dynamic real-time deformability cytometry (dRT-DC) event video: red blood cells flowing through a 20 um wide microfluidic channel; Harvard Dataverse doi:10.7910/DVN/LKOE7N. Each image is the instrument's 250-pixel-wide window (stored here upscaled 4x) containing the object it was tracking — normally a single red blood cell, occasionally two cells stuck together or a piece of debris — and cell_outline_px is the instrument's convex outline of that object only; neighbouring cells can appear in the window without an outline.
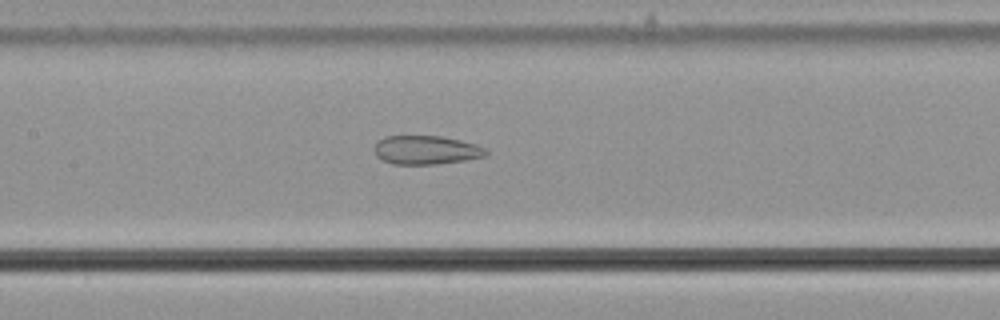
{"species": "common noctule bat (a hibernating species)", "species_latin": "Nyctalus noctula", "temperature_condition": "cold", "stored_images_in_passage": 43, "camera_frame_rate_fps": 3000, "um_per_image_px": 0.085, "animal": {"sex": "male", "body_mass_g": 21.5, "forearm_length_mm": 52.0}, "frame": {"image": 1, "passage_image": 14, "time_ms": 4.333, "image_size_px": [1000, 320], "cell_outline_px": [[488, 152], [484, 156], [464, 160], [436, 164], [392, 164], [376, 156], [372, 148], [384, 136], [440, 136], [460, 140], [476, 144], [484, 148]], "centroid_in_image_um": [36.18, 12.75], "position_along_channel_um": 171.2, "area_um2": 18.61}}
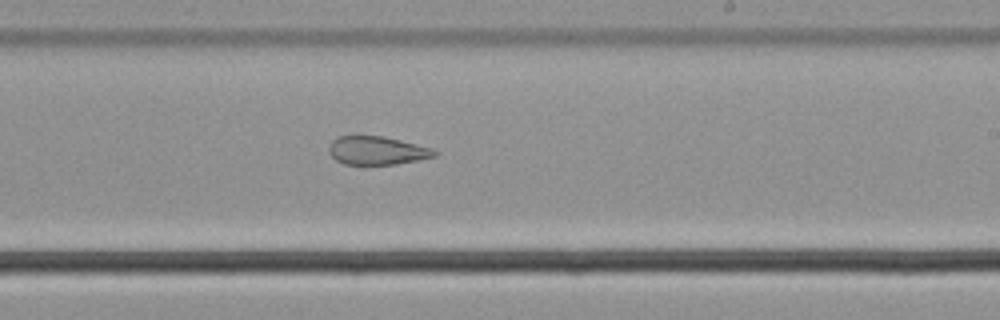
{"frame": {"image": 2, "passage_image": 21, "time_ms": 6.667, "image_size_px": [1000, 320], "cell_outline_px": [[440, 152], [436, 156], [396, 164], [364, 168], [344, 164], [336, 160], [328, 152], [328, 148], [332, 140], [336, 136], [352, 132], [356, 132], [384, 136], [432, 148]], "centroid_in_image_um": [31.94, 12.78], "position_along_channel_um": 257.1, "area_um2": 18.96}}
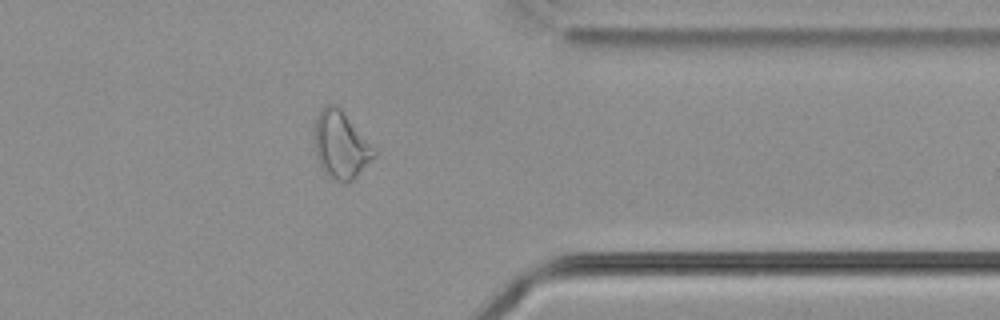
{"frame": {"image": 3, "passage_image": 32, "time_ms": 10.333, "image_size_px": [1000, 320], "cell_outline_px": [[376, 156], [352, 180], [344, 184], [336, 180], [324, 172], [316, 156], [312, 136], [316, 116], [324, 104], [336, 104], [344, 112], [376, 152]], "centroid_in_image_um": [28.91, 12.3], "position_along_channel_um": 382.5, "area_um2": 23.35}, "authors_computed_cell_mechanics": {"area_um2": 21.2126, "velocity_mm_per_s": 3.6853, "shape_relaxation_time_tau1_ms": null, "shape_relaxation_time_tau2_ms": 2.3406, "deformation_change_tau1": null, "deformation_change_tau2": 0.0995}}